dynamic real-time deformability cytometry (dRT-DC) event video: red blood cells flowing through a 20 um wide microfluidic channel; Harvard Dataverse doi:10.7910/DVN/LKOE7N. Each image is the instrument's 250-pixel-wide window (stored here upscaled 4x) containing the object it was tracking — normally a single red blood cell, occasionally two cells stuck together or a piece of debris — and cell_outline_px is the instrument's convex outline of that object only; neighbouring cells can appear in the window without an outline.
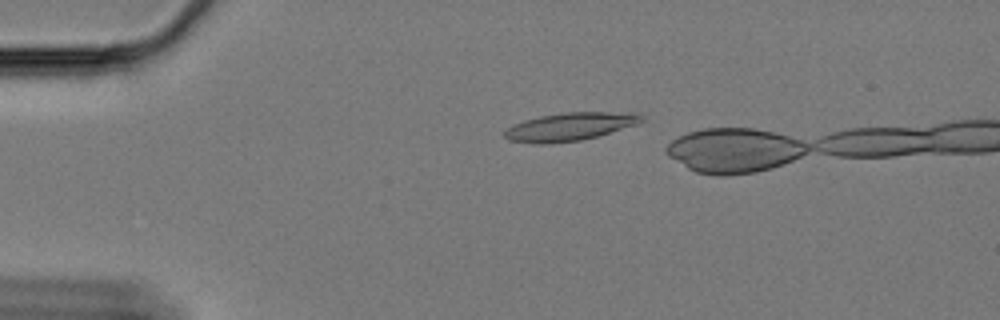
{"species": "Egyptian fruit bat (a non-hibernating species)", "species_latin": "Rousettus aegyptiacus", "temperature_condition": "cold", "stored_images_in_passage": 6, "camera_frame_rate_fps": 3000, "um_per_image_px": 0.085, "animal": {"sex": "female"}, "frame": {"image": 1, "passage_image": 3, "time_ms": 0.667, "image_size_px": [1000, 320], "cell_outline_px": [[644, 120], [636, 124], [596, 136], [580, 140], [508, 140], [504, 136], [504, 132], [508, 128], [524, 120], [540, 116], [564, 112], [636, 112]], "centroid_in_image_um": [48.54, 10.69], "position_along_channel_um": 36.5, "area_um2": 20.92}}